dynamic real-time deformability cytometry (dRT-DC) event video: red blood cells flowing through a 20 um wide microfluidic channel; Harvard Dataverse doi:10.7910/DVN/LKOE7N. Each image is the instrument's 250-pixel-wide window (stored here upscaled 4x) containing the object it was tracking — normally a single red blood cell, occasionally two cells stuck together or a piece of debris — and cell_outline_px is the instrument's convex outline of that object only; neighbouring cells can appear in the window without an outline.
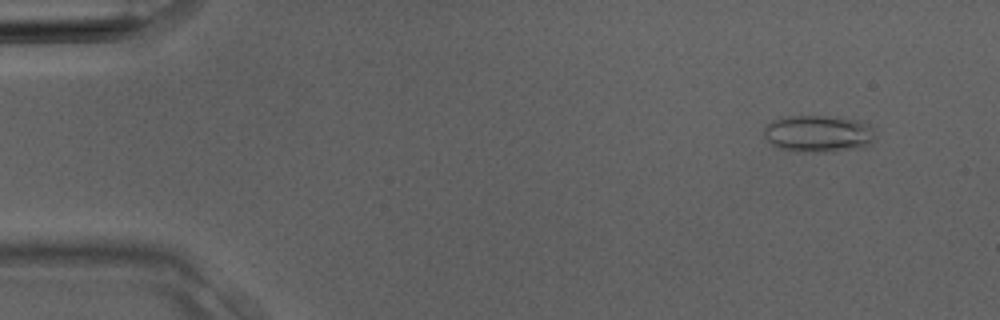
{"species": "Egyptian fruit bat (a non-hibernating species)", "species_latin": "Rousettus aegyptiacus", "temperature_condition": "room temperature", "stored_images_in_passage": 2, "camera_frame_rate_fps": 3000, "um_per_image_px": 0.085, "animal": {"sex": "male"}, "frame": {"image": 1, "passage_image": 1, "time_ms": 0.0, "image_size_px": [1000, 320], "cell_outline_px": [[876, 136], [864, 148], [824, 152], [800, 152], [780, 148], [772, 144], [764, 136], [764, 128], [772, 120], [788, 116], [836, 116], [860, 120], [868, 124], [872, 128]], "centroid_in_image_um": [69.59, 11.36], "position_along_channel_um": 15.4, "area_um2": 24.22}}